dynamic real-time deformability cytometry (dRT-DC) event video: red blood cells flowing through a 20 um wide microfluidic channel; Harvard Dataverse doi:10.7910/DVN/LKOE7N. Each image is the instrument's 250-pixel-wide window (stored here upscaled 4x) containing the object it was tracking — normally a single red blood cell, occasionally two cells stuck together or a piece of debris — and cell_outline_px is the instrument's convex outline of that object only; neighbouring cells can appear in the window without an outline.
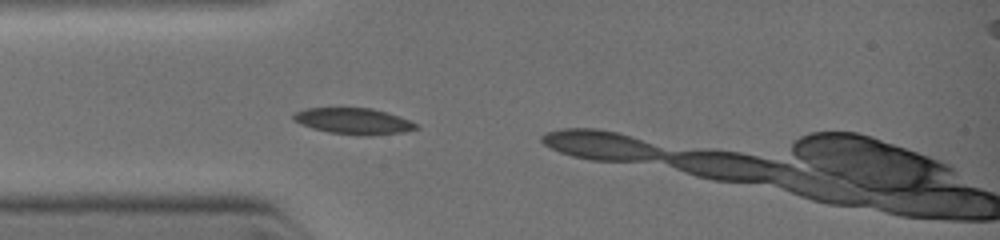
{"species": "common noctule bat (a hibernating species)", "species_latin": "Nyctalus noctula", "temperature_condition": "warm", "stored_images_in_passage": 3, "camera_frame_rate_fps": 3000, "um_per_image_px": 0.085, "animal": {"sex": "female", "body_mass_g": 19.0, "forearm_length_mm": 51.5}, "frame": {"image": 1, "passage_image": 2, "time_ms": 0.333, "image_size_px": [1000, 240], "cell_outline_px": [[416, 128], [400, 132], [368, 136], [328, 132], [312, 128], [292, 120], [292, 116], [296, 112], [304, 108], [372, 108], [408, 120], [416, 124]], "centroid_in_image_um": [29.97, 10.29], "position_along_channel_um": 55.0, "area_um2": 18.26}}